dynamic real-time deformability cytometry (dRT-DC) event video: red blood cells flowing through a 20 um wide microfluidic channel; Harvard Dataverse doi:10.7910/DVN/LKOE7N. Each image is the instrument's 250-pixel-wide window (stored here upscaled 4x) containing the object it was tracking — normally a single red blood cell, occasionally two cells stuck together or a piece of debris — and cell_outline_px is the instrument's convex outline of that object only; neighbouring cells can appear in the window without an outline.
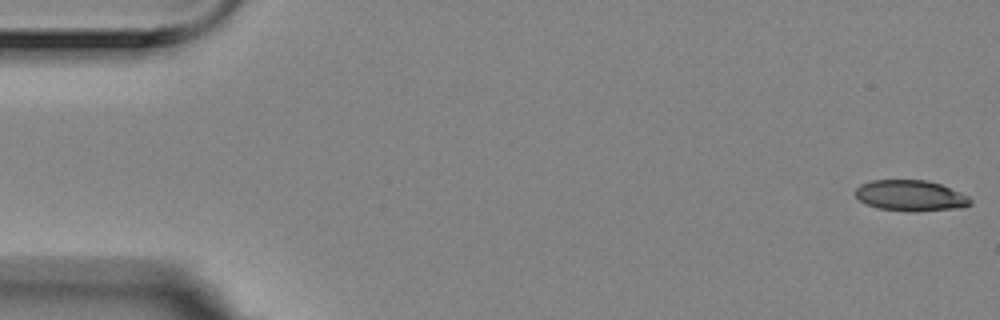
{"species": "Egyptian fruit bat (a non-hibernating species)", "species_latin": "Rousettus aegyptiacus", "temperature_condition": "room temperature", "stored_images_in_passage": 5, "camera_frame_rate_fps": 3000, "um_per_image_px": 0.085, "animal": {"sex": "female"}, "frame": {"image": 1, "passage_image": 1, "time_ms": 0.0, "image_size_px": [1000, 320], "cell_outline_px": [[972, 204], [960, 208], [916, 212], [908, 212], [876, 208], [860, 200], [856, 196], [856, 188], [860, 184], [872, 180], [924, 180], [940, 184], [968, 196], [972, 200]], "centroid_in_image_um": [77.4, 16.64], "position_along_channel_um": 7.6, "area_um2": 20.75}}
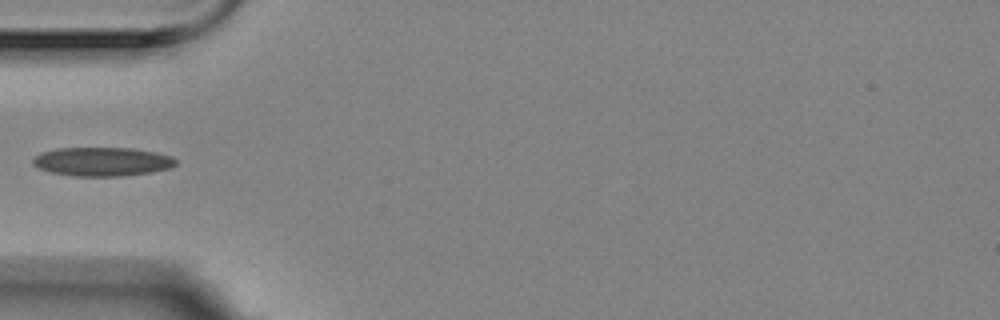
{"frame": {"image": 2, "passage_image": 5, "time_ms": 1.333, "image_size_px": [1000, 320], "cell_outline_px": [[176, 164], [172, 168], [152, 172], [124, 176], [72, 176], [52, 172], [36, 168], [32, 164], [32, 160], [36, 156], [44, 152], [60, 148], [132, 148], [156, 152], [172, 156], [176, 160]], "centroid_in_image_um": [8.72, 13.74], "position_along_channel_um": 76.3, "area_um2": 24.1}}